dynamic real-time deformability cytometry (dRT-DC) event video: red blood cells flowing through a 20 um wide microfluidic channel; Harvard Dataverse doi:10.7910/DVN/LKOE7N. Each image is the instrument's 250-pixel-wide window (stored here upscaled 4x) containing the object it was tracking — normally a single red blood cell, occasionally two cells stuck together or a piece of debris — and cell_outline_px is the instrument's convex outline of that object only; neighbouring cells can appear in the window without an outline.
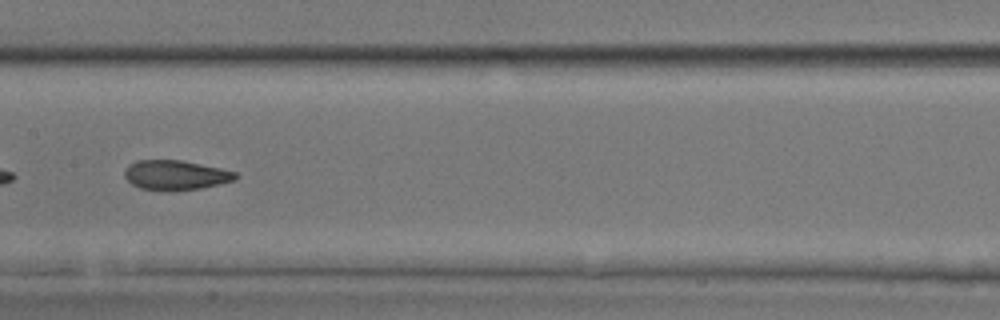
{"species": "common noctule bat (a hibernating species)", "species_latin": "Nyctalus noctula", "temperature_condition": "room temperature", "stored_images_in_passage": 36, "camera_frame_rate_fps": 3000, "um_per_image_px": 0.085, "animal": {"sex": "male", "body_mass_g": 17.9, "forearm_length_mm": 54.2}, "frame": {"image": 1, "passage_image": 26, "time_ms": 8.333, "image_size_px": [1000, 320], "cell_outline_px": [[240, 176], [236, 180], [200, 188], [168, 192], [140, 188], [132, 184], [124, 176], [124, 172], [128, 164], [136, 160], [180, 160], [220, 168], [236, 172]], "centroid_in_image_um": [14.92, 14.89], "position_along_channel_um": 192.5, "area_um2": 19.36}}